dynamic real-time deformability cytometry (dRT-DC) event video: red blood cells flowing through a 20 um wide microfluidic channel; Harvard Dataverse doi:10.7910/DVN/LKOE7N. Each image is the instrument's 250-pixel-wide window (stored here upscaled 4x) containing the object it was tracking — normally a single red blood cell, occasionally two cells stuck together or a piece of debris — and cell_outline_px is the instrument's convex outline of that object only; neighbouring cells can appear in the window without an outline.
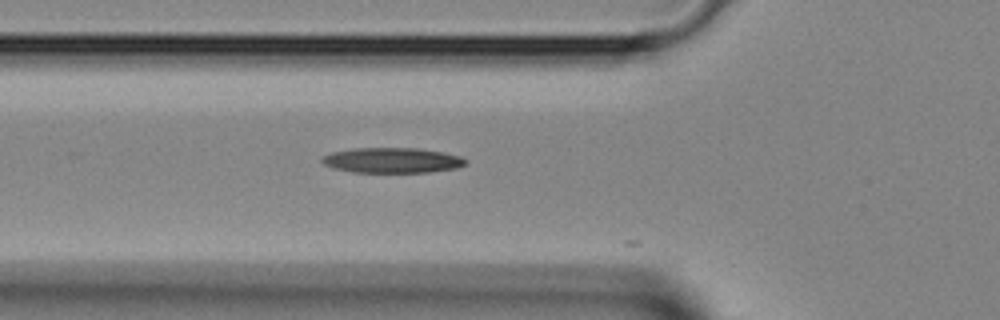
{"species": "Egyptian fruit bat (a non-hibernating species)", "species_latin": "Rousettus aegyptiacus", "temperature_condition": "room temperature", "stored_images_in_passage": 9, "camera_frame_rate_fps": 3000, "um_per_image_px": 0.085, "animal": {"sex": "female"}, "frame": {"image": 1, "passage_image": 5, "time_ms": 1.333, "image_size_px": [1000, 320], "cell_outline_px": [[468, 160], [464, 164], [456, 168], [428, 172], [352, 172], [336, 168], [324, 164], [320, 160], [324, 156], [332, 152], [352, 148], [416, 148], [440, 152], [460, 156]], "centroid_in_image_um": [33.32, 13.62], "position_along_channel_um": 92.5, "area_um2": 20.87}}
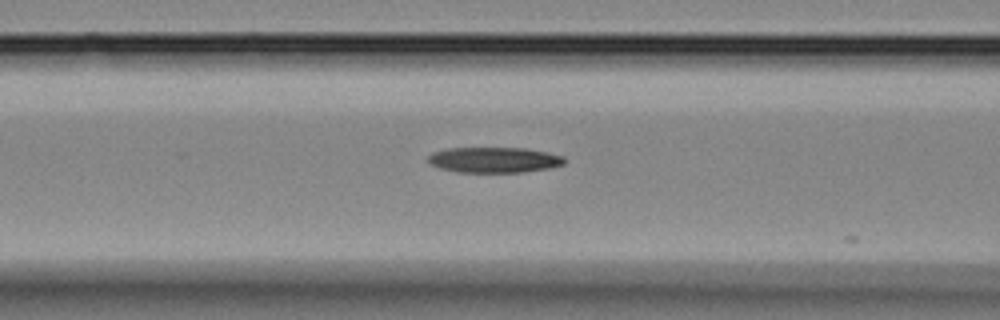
{"frame": {"image": 2, "passage_image": 7, "time_ms": 2.0, "image_size_px": [1000, 320], "cell_outline_px": [[568, 160], [564, 164], [548, 168], [524, 172], [456, 172], [440, 168], [428, 164], [428, 156], [432, 152], [448, 148], [524, 148], [548, 152], [564, 156]], "centroid_in_image_um": [42.0, 13.59], "position_along_channel_um": 124.6, "area_um2": 20.46}}